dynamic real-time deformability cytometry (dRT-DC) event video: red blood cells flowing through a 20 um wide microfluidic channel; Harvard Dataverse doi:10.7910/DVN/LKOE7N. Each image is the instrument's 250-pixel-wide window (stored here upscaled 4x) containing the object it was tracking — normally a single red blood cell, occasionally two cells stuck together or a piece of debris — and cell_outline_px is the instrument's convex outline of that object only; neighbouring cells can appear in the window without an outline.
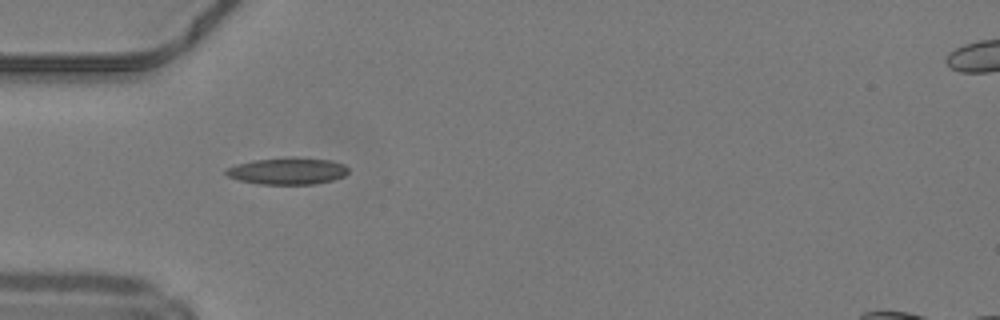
{"species": "common noctule bat (a hibernating species)", "species_latin": "Nyctalus noctula", "temperature_condition": "warm", "stored_images_in_passage": 34, "camera_frame_rate_fps": 3000, "um_per_image_px": 0.085, "animal": {"sex": "male", "body_mass_g": 19.2, "forearm_length_mm": 51.8}, "frame": {"image": 1, "passage_image": 1, "time_ms": 0.0, "image_size_px": [1000, 320], "cell_outline_px": [[348, 172], [344, 176], [332, 180], [312, 184], [256, 184], [236, 180], [228, 176], [224, 172], [224, 168], [236, 164], [252, 160], [288, 156], [296, 156], [328, 160], [344, 164], [348, 168]], "centroid_in_image_um": [24.38, 14.52], "position_along_channel_um": 60.6, "area_um2": 19.54}}
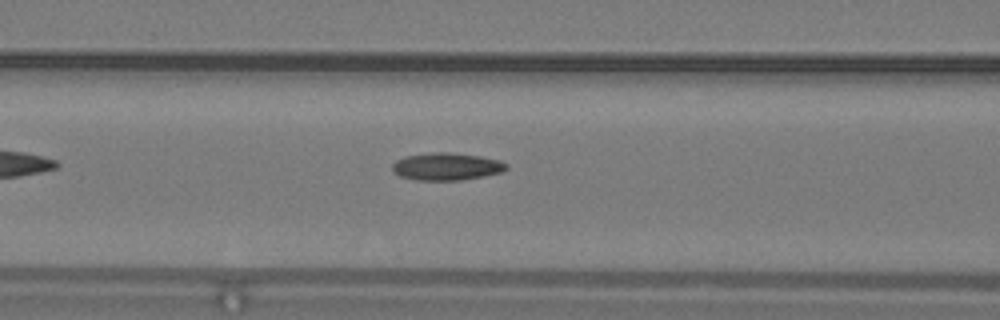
{"frame": {"image": 2, "passage_image": 6, "time_ms": 1.667, "image_size_px": [1000, 320], "cell_outline_px": [[508, 168], [500, 172], [484, 176], [460, 180], [416, 180], [400, 176], [392, 172], [392, 164], [396, 160], [404, 156], [436, 152], [452, 152], [480, 156], [500, 160], [508, 164]], "centroid_in_image_um": [37.94, 14.15], "position_along_channel_um": 128.7, "area_um2": 18.32}, "authors_computed_cell_mechanics": {"area_um2": 17.5712, "velocity_mm_per_s": 4.2239, "shape_relaxation_time_tau1_ms": null, "shape_relaxation_time_tau2_ms": 3.1691, "deformation_change_tau1": null, "deformation_change_tau2": 0.1224}}